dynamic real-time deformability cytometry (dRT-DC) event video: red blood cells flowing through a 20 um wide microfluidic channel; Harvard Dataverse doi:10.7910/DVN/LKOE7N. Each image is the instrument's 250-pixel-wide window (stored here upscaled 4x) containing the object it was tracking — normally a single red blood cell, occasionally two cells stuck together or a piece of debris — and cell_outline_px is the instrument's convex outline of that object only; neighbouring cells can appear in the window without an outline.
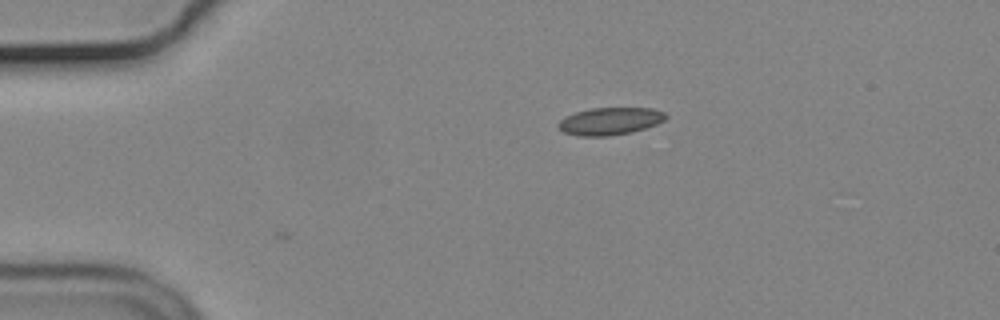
{"species": "common noctule bat (a hibernating species)", "species_latin": "Nyctalus noctula", "temperature_condition": "cold", "stored_images_in_passage": 2, "camera_frame_rate_fps": 3000, "um_per_image_px": 0.085, "animal": {"sex": "male", "body_mass_g": 19.2, "forearm_length_mm": 51.8}, "frame": {"image": 1, "passage_image": 1, "time_ms": 0.0, "image_size_px": [1000, 320], "cell_outline_px": [[668, 116], [664, 120], [656, 124], [632, 132], [608, 136], [580, 136], [564, 132], [556, 124], [560, 120], [576, 112], [592, 108], [652, 108], [664, 112]], "centroid_in_image_um": [51.86, 10.3], "position_along_channel_um": 33.1, "area_um2": 16.99}}